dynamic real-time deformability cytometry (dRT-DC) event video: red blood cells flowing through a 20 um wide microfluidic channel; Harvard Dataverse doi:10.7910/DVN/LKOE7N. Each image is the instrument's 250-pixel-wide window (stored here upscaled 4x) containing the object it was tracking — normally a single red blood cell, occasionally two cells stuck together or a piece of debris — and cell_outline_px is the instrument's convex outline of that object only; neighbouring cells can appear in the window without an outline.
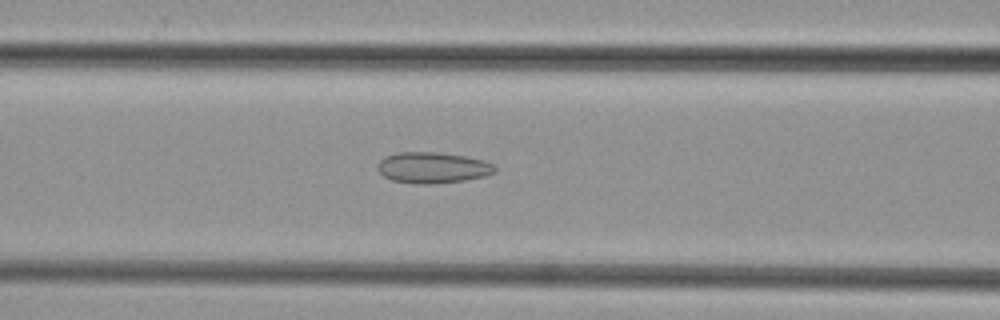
{"species": "common noctule bat (a hibernating species)", "species_latin": "Nyctalus noctula", "temperature_condition": "cold", "stored_images_in_passage": 45, "camera_frame_rate_fps": 3000, "um_per_image_px": 0.085, "animal": {"sex": "female", "body_mass_g": 29.2, "forearm_length_mm": 56.3}, "frame": {"image": 1, "passage_image": 17, "time_ms": 5.333, "image_size_px": [1000, 320], "cell_outline_px": [[496, 172], [484, 176], [464, 180], [428, 184], [420, 184], [392, 180], [384, 176], [376, 168], [380, 160], [384, 156], [396, 152], [436, 152], [464, 156], [484, 160], [496, 164]], "centroid_in_image_um": [36.78, 14.24], "position_along_channel_um": 129.8, "area_um2": 21.21}}
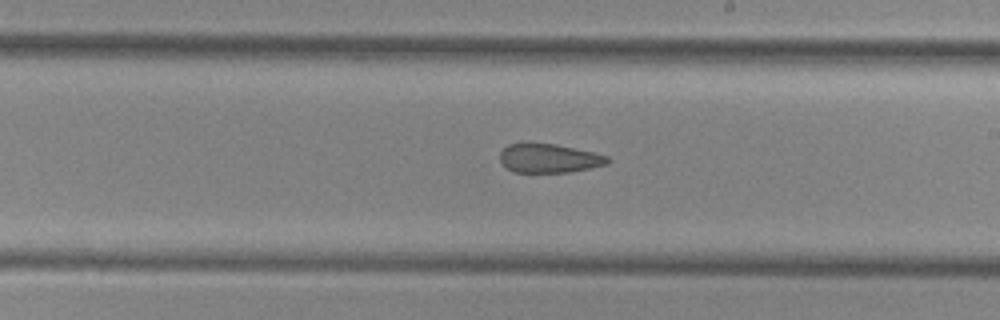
{"frame": {"image": 2, "passage_image": 25, "time_ms": 8.0, "image_size_px": [1000, 320], "cell_outline_px": [[612, 160], [608, 164], [572, 172], [516, 172], [508, 168], [500, 160], [500, 152], [508, 144], [524, 140], [532, 140], [556, 144], [592, 152], [608, 156]], "centroid_in_image_um": [46.65, 13.41], "position_along_channel_um": 242.3, "area_um2": 18.73}}
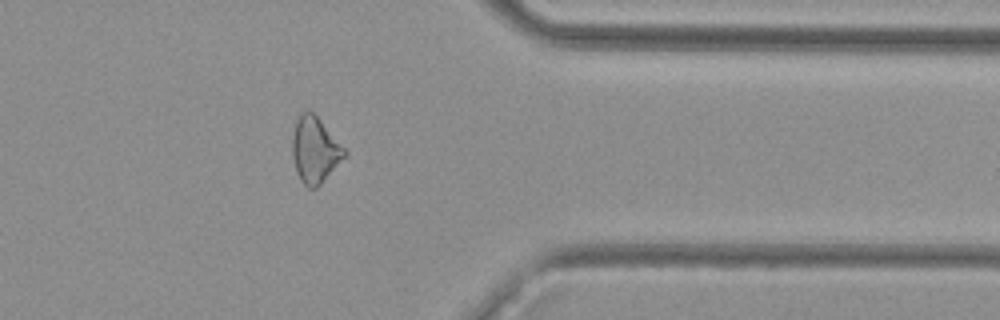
{"frame": {"image": 3, "passage_image": 36, "time_ms": 11.667, "image_size_px": [1000, 320], "cell_outline_px": [[348, 152], [320, 184], [316, 188], [308, 188], [300, 180], [296, 172], [292, 156], [292, 136], [296, 120], [300, 112], [308, 108], [320, 120]], "centroid_in_image_um": [26.72, 12.72], "position_along_channel_um": 384.7, "area_um2": 19.88}}